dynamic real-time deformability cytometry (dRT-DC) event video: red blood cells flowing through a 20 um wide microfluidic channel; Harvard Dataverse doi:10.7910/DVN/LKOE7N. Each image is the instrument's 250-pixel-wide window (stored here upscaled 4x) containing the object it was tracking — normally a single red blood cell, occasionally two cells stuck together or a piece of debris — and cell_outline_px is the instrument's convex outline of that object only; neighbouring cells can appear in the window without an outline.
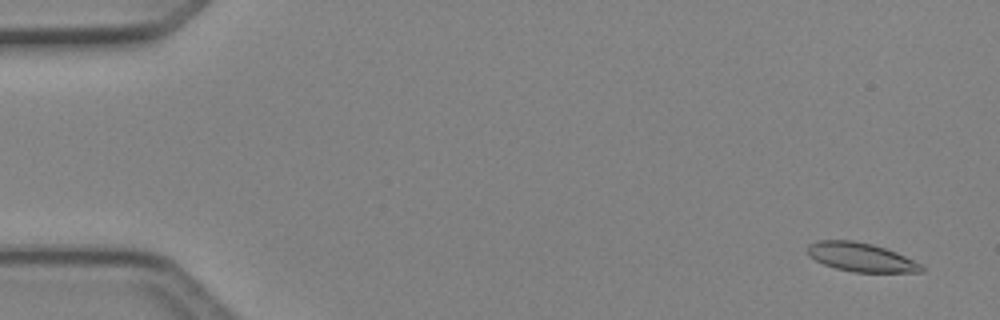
{"species": "Egyptian fruit bat (a non-hibernating species)", "species_latin": "Rousettus aegyptiacus", "temperature_condition": "cold", "stored_images_in_passage": 50, "camera_frame_rate_fps": 3000, "um_per_image_px": 0.085, "animal": {"sex": "female"}, "frame": {"image": 1, "passage_image": 3, "time_ms": 0.667, "image_size_px": [1000, 320], "cell_outline_px": [[924, 272], [852, 272], [836, 268], [824, 264], [808, 256], [808, 244], [820, 240], [852, 240], [872, 244], [896, 252], [920, 264], [924, 268]], "centroid_in_image_um": [73.16, 21.86], "position_along_channel_um": 11.8, "area_um2": 18.96}}
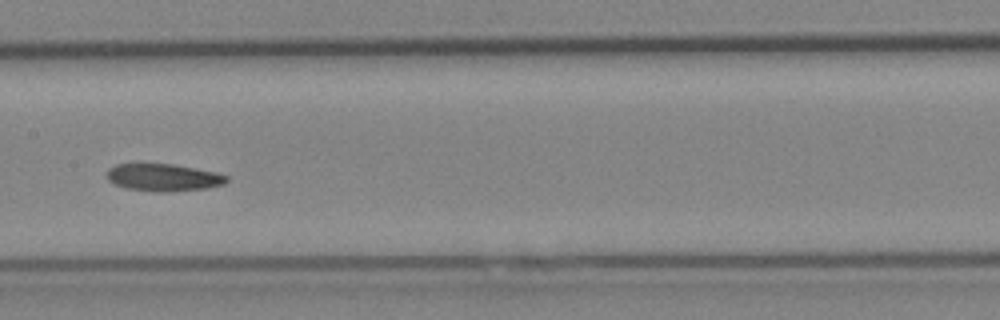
{"frame": {"image": 2, "passage_image": 26, "time_ms": 8.333, "image_size_px": [1000, 320], "cell_outline_px": [[228, 180], [224, 184], [208, 188], [168, 192], [152, 192], [124, 188], [108, 180], [108, 168], [116, 164], [172, 164], [216, 172], [228, 176]], "centroid_in_image_um": [13.9, 15.09], "position_along_channel_um": 193.5, "area_um2": 19.13}}
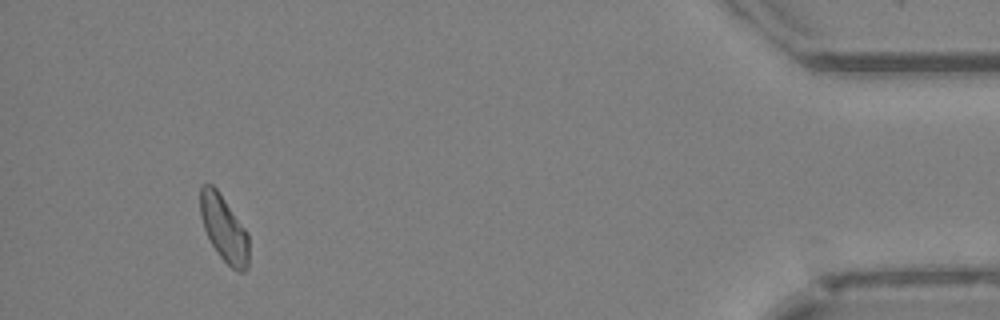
{"frame": {"image": 3, "passage_image": 47, "time_ms": 15.333, "image_size_px": [1000, 320], "cell_outline_px": [[248, 268], [244, 272], [236, 272], [220, 256], [212, 244], [204, 228], [200, 216], [200, 188], [204, 184], [212, 184], [216, 188], [248, 232]], "centroid_in_image_um": [19.04, 19.43], "position_along_channel_um": 416.2, "area_um2": 18.61}, "authors_computed_cell_mechanics": {"area_um2": 19.1896, "velocity_mm_per_s": 4.1276, "shape_relaxation_time_tau1_ms": 8.602, "shape_relaxation_time_tau2_ms": 7.3932, "deformation_change_tau1": 0.1537, "deformation_change_tau2": 0.1715}}